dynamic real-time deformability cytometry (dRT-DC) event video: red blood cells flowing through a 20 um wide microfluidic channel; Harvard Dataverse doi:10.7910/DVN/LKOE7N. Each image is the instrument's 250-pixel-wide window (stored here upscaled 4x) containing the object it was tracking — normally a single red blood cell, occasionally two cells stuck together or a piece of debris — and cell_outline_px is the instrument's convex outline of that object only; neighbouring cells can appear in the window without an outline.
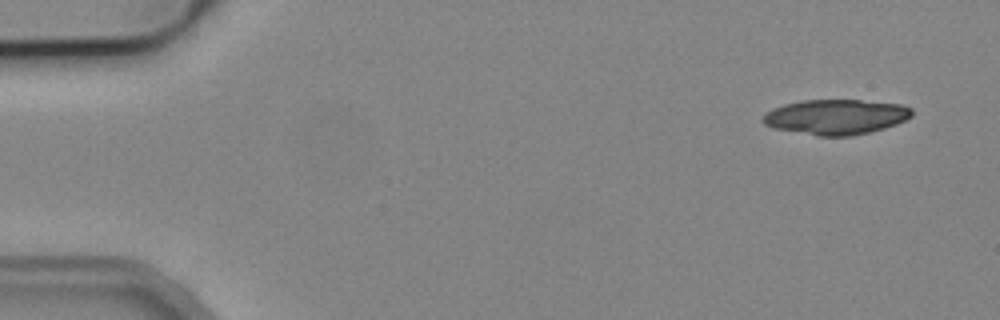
{"species": "common noctule bat (a hibernating species)", "species_latin": "Nyctalus noctula", "temperature_condition": "cold", "stored_images_in_passage": 5, "camera_frame_rate_fps": 3000, "um_per_image_px": 0.085, "animal": {"sex": "male", "body_mass_g": 19.2, "forearm_length_mm": 51.8}, "frame": {"image": 1, "passage_image": 1, "time_ms": 0.0, "image_size_px": [1000, 320], "cell_outline_px": [[912, 116], [896, 124], [884, 128], [852, 136], [816, 136], [776, 128], [764, 124], [760, 120], [764, 112], [772, 108], [784, 104], [800, 100], [860, 100], [900, 104], [912, 108]], "centroid_in_image_um": [71.01, 9.93], "position_along_channel_um": 14.0, "area_um2": 30.58}}